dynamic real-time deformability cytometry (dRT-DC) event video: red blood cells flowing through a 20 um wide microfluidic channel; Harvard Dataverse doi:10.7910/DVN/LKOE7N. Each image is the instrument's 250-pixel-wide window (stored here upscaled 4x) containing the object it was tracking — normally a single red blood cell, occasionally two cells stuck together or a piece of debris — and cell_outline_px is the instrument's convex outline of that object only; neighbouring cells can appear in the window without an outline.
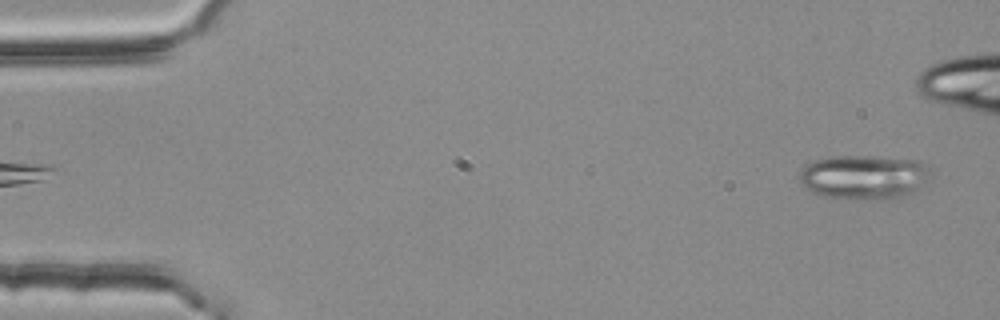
{"species": "common noctule bat (a hibernating species)", "species_latin": "Nyctalus noctula", "temperature_condition": "room temperature", "stored_images_in_passage": 3, "segment_of_instrument_passage": [2, 2], "camera_frame_rate_fps": 3000, "um_per_image_px": 0.085, "animal": {"sex": "female", "body_mass_g": 25.1}, "frame": {"image": 1, "passage_image": 3, "time_ms": 0.667, "image_size_px": [1000, 320], "cell_outline_px": [[932, 176], [912, 192], [896, 200], [868, 200], [824, 196], [812, 192], [800, 184], [800, 172], [812, 160], [828, 156], [864, 156], [920, 160], [928, 164]], "centroid_in_image_um": [73.47, 15.05], "position_along_channel_um": 11.5, "area_um2": 34.33}}